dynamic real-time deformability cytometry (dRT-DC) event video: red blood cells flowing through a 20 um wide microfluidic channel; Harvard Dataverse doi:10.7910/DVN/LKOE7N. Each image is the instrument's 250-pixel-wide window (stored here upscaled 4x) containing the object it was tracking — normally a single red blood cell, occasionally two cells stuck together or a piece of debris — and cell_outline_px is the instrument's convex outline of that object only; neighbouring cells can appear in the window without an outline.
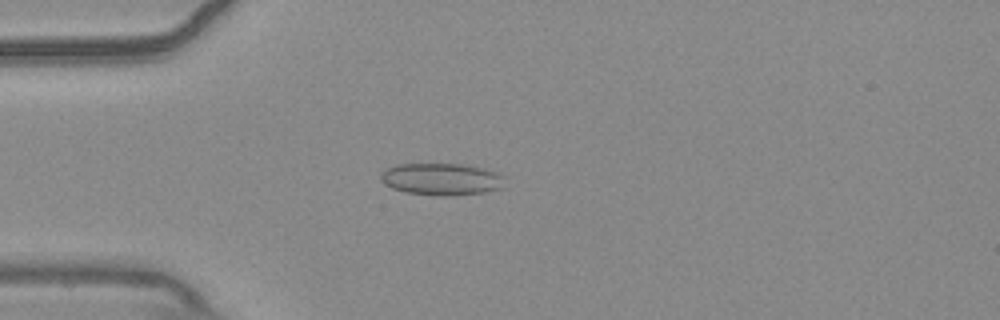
{"species": "common noctule bat (a hibernating species)", "species_latin": "Nyctalus noctula", "temperature_condition": "warm", "stored_images_in_passage": 55, "camera_frame_rate_fps": 3000, "um_per_image_px": 0.085, "animal": {"sex": "male", "body_mass_g": 20.4}, "frame": {"image": 1, "passage_image": 15, "time_ms": 4.667, "image_size_px": [1000, 320], "cell_outline_px": [[504, 188], [484, 192], [448, 196], [444, 196], [408, 192], [392, 188], [384, 184], [380, 176], [380, 172], [396, 164], [464, 164], [484, 168], [496, 172], [500, 176]], "centroid_in_image_um": [37.5, 15.22], "position_along_channel_um": 47.5, "area_um2": 22.95}}
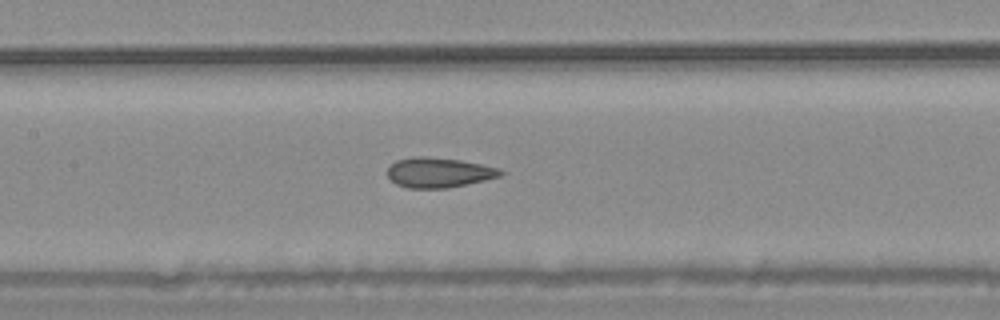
{"frame": {"image": 2, "passage_image": 26, "time_ms": 8.333, "image_size_px": [1000, 320], "cell_outline_px": [[504, 172], [500, 176], [484, 180], [448, 188], [408, 188], [396, 184], [388, 176], [388, 168], [396, 160], [416, 156], [428, 156], [460, 160], [480, 164], [496, 168]], "centroid_in_image_um": [37.26, 14.66], "position_along_channel_um": 170.1, "area_um2": 19.54}}
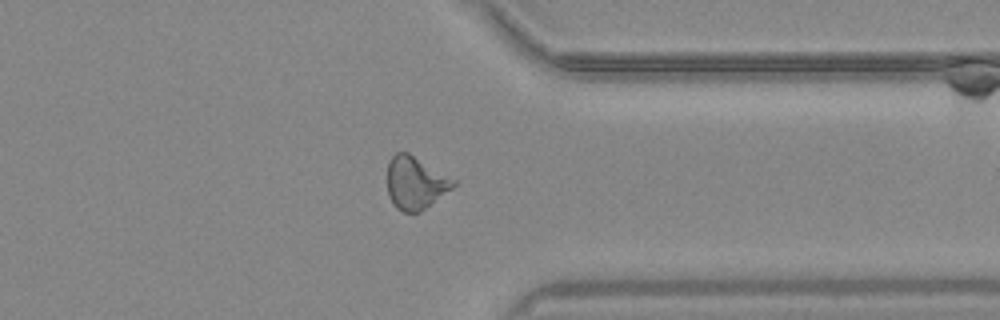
{"frame": {"image": 3, "passage_image": 43, "time_ms": 14.0, "image_size_px": [1000, 320], "cell_outline_px": [[456, 184], [452, 188], [420, 212], [404, 212], [396, 208], [388, 196], [388, 164], [392, 156], [396, 152], [408, 152], [456, 180]], "centroid_in_image_um": [35.3, 15.54], "position_along_channel_um": 376.1, "area_um2": 20.11}, "authors_computed_cell_mechanics": {"area_um2": 20.9814, "velocity_mm_per_s": 3.7194, "shape_relaxation_time_tau1_ms": null, "shape_relaxation_time_tau2_ms": 1.7941, "deformation_change_tau1": null, "deformation_change_tau2": 0.083}}